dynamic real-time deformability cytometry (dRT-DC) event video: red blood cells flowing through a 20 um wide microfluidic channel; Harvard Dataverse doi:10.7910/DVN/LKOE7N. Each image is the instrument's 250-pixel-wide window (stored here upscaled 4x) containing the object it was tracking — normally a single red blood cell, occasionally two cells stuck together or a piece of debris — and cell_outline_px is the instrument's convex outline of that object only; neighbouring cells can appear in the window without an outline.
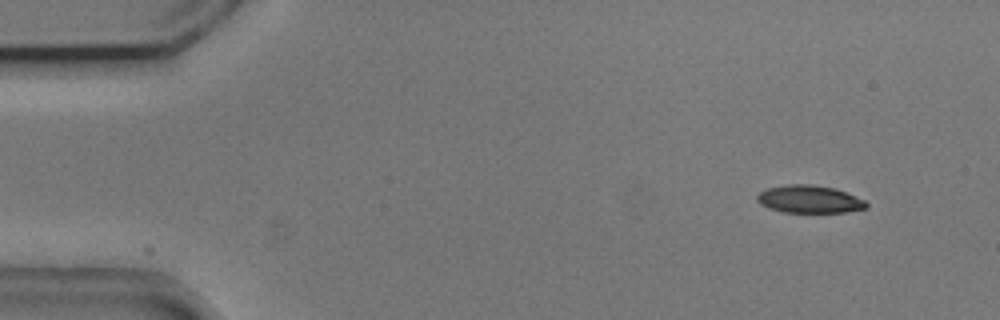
{"species": "common noctule bat (a hibernating species)", "species_latin": "Nyctalus noctula", "temperature_condition": "cold", "stored_images_in_passage": 2, "camera_frame_rate_fps": 3000, "um_per_image_px": 0.085, "animal": {"sex": "male", "body_mass_g": 20.5, "forearm_length_mm": 52.5}, "frame": {"image": 1, "passage_image": 1, "time_ms": 0.0, "image_size_px": [1000, 320], "cell_outline_px": [[868, 208], [844, 212], [784, 212], [768, 208], [760, 204], [756, 200], [756, 196], [760, 192], [768, 188], [788, 184], [808, 184], [836, 188], [864, 200], [868, 204]], "centroid_in_image_um": [68.78, 16.93], "position_along_channel_um": 16.2, "area_um2": 17.57}}